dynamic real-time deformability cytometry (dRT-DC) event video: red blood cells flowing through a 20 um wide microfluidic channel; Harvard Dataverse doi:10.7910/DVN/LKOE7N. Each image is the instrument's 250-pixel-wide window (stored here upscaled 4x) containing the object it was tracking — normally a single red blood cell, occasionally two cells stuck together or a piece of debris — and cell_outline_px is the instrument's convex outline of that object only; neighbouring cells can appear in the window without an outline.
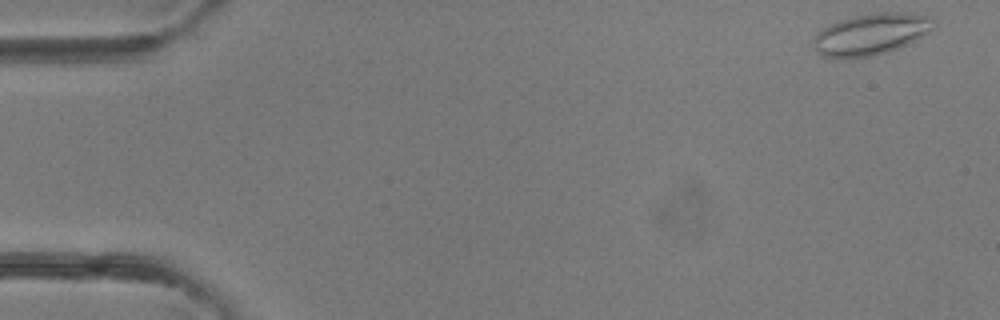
{"species": "common noctule bat (a hibernating species)", "species_latin": "Nyctalus noctula", "temperature_condition": "room temperature", "stored_images_in_passage": 7, "camera_frame_rate_fps": 3000, "um_per_image_px": 0.085, "animal": {"sex": "female"}, "frame": {"image": 1, "passage_image": 1, "time_ms": 0.0, "image_size_px": [1000, 320], "cell_outline_px": [[936, 20], [932, 28], [928, 32], [916, 40], [908, 44], [888, 52], [872, 56], [848, 60], [824, 56], [816, 52], [812, 40], [824, 28], [840, 20], [852, 16], [872, 12], [904, 12], [928, 16]], "centroid_in_image_um": [74.04, 2.92], "position_along_channel_um": 11.0, "area_um2": 29.3}}